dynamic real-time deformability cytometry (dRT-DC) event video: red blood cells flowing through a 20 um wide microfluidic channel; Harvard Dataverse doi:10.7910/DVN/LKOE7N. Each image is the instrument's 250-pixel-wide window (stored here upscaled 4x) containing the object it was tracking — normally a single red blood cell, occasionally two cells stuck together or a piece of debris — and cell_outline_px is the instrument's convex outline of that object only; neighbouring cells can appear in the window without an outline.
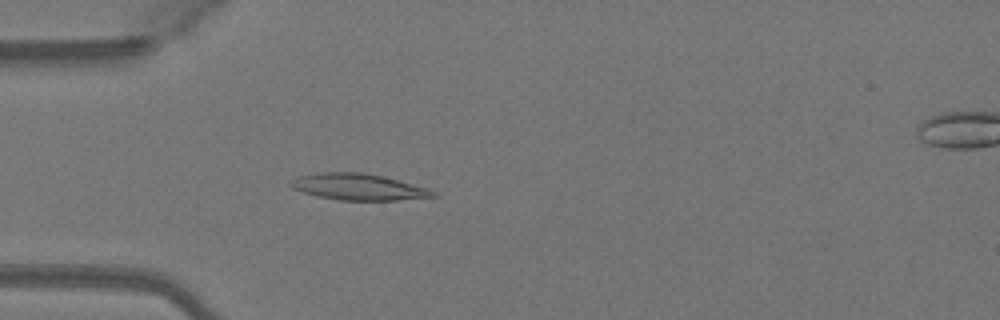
{"species": "Egyptian fruit bat (a non-hibernating species)", "species_latin": "Rousettus aegyptiacus", "temperature_condition": "warm", "stored_images_in_passage": 49, "camera_frame_rate_fps": 3000, "um_per_image_px": 0.085, "animal": {"sex": "female"}, "frame": {"image": 1, "passage_image": 14, "time_ms": 4.333, "image_size_px": [1000, 320], "cell_outline_px": [[440, 196], [396, 200], [340, 200], [320, 196], [304, 192], [292, 188], [288, 184], [292, 180], [300, 176], [316, 172], [364, 172], [428, 188], [436, 192]], "centroid_in_image_um": [30.46, 15.88], "position_along_channel_um": 54.5, "area_um2": 21.62}}
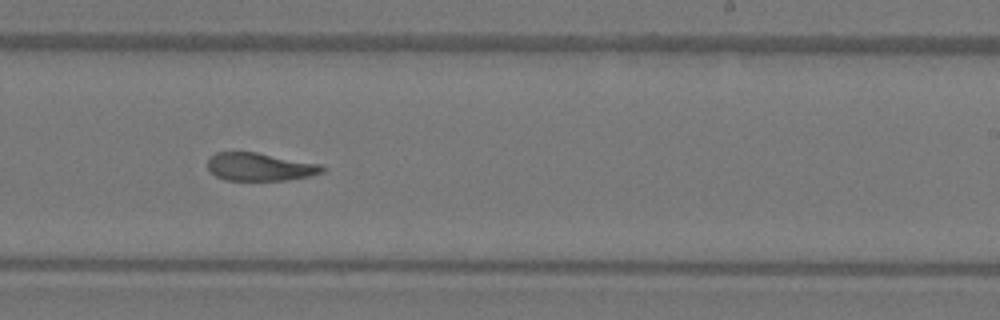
{"frame": {"image": 2, "passage_image": 30, "time_ms": 9.667, "image_size_px": [1000, 320], "cell_outline_px": [[324, 172], [308, 176], [288, 180], [224, 180], [216, 176], [208, 168], [208, 156], [216, 152], [256, 152], [324, 164]], "centroid_in_image_um": [22.1, 14.17], "position_along_channel_um": 266.9, "area_um2": 18.84}}
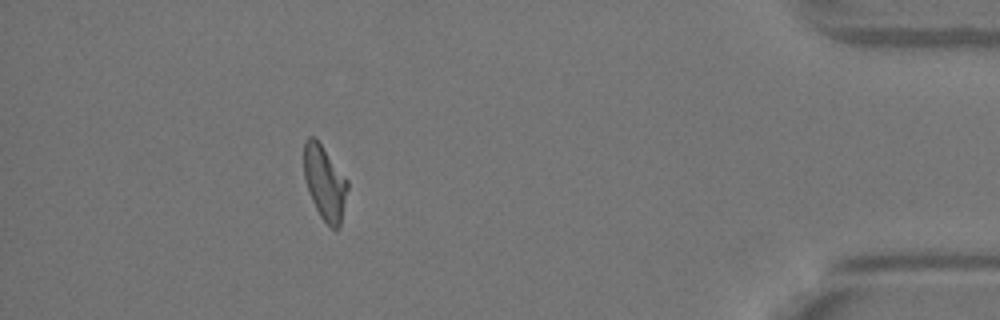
{"frame": {"image": 3, "passage_image": 44, "time_ms": 14.333, "image_size_px": [1000, 320], "cell_outline_px": [[348, 188], [340, 224], [336, 228], [332, 228], [320, 216], [308, 192], [304, 176], [304, 140], [308, 136], [316, 136], [348, 180]], "centroid_in_image_um": [27.59, 15.46], "position_along_channel_um": 407.6, "area_um2": 18.9}, "authors_computed_cell_mechanics": {"area_um2": 19.941, "velocity_mm_per_s": 4.1263, "shape_relaxation_time_tau1_ms": null, "shape_relaxation_time_tau2_ms": 4.1439, "deformation_change_tau1": null, "deformation_change_tau2": 0.11}}